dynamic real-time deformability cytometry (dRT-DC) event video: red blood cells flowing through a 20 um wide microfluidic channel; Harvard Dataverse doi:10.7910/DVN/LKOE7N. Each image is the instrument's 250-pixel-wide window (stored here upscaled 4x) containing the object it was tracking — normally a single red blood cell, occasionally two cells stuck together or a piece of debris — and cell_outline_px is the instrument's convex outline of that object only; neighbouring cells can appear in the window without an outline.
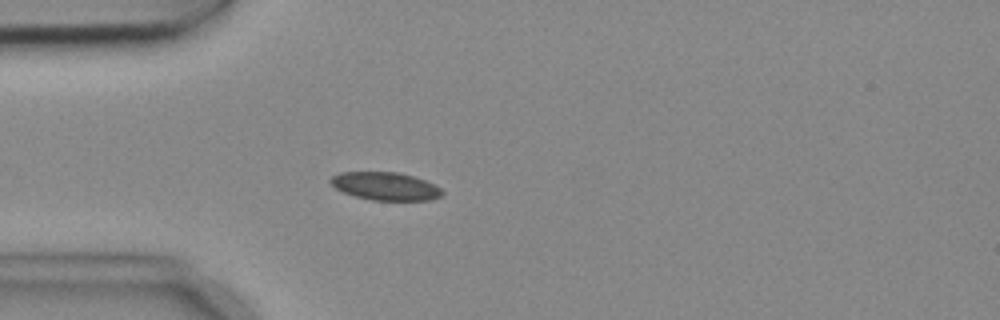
{"species": "common noctule bat (a hibernating species)", "species_latin": "Nyctalus noctula", "temperature_condition": "cold", "stored_images_in_passage": 4, "camera_frame_rate_fps": 3000, "um_per_image_px": 0.085, "animal": {"sex": "female", "body_mass_g": 18.4}, "frame": {"image": 1, "passage_image": 4, "time_ms": 1.0, "image_size_px": [1000, 320], "cell_outline_px": [[444, 192], [440, 196], [428, 200], [372, 200], [356, 196], [344, 192], [336, 188], [328, 180], [332, 176], [340, 172], [400, 172], [436, 184]], "centroid_in_image_um": [32.76, 15.82], "position_along_channel_um": 52.2, "area_um2": 18.09}}